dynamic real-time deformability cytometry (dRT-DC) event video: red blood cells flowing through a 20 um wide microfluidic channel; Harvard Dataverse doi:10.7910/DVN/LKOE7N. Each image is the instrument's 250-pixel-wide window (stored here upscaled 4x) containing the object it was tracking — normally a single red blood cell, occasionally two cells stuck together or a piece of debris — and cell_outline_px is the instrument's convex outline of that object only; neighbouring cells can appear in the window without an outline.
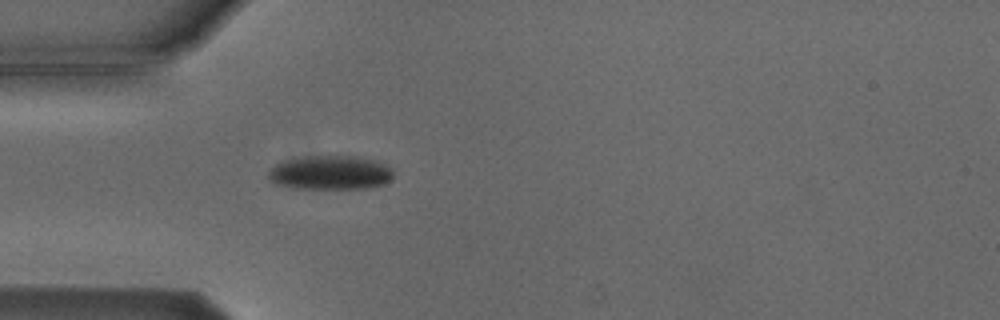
{"species": "Egyptian fruit bat (a non-hibernating species)", "species_latin": "Rousettus aegyptiacus", "temperature_condition": "cold", "stored_images_in_passage": 4, "camera_frame_rate_fps": 3000, "um_per_image_px": 0.085, "animal": {"sex": "male"}, "frame": {"image": 1, "passage_image": 4, "time_ms": 3.333, "image_size_px": [1000, 320], "cell_outline_px": [[392, 180], [384, 184], [364, 188], [292, 188], [276, 184], [268, 176], [268, 172], [276, 164], [284, 160], [312, 156], [356, 156], [372, 160], [384, 164], [392, 168]], "centroid_in_image_um": [28.08, 14.68], "position_along_channel_um": 56.9, "area_um2": 24.57}}